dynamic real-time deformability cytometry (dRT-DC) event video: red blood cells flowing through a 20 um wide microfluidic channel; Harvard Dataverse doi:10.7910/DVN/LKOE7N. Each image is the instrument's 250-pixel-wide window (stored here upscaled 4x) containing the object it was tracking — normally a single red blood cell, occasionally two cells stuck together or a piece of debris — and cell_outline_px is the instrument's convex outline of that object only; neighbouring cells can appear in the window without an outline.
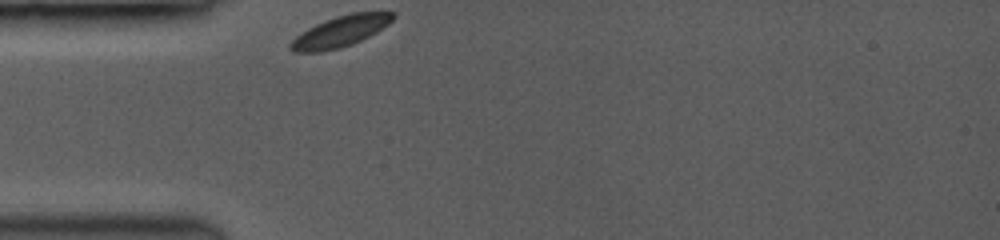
{"species": "common noctule bat (a hibernating species)", "species_latin": "Nyctalus noctula", "temperature_condition": "room temperature", "stored_images_in_passage": 35, "camera_frame_rate_fps": 3500, "um_per_image_px": 0.085, "animal": {"sex": "female", "body_mass_g": 19.0, "forearm_length_mm": 53.3}, "frame": {"image": 1, "passage_image": 1, "time_ms": 0.0, "image_size_px": [1000, 240], "cell_outline_px": [[396, 16], [388, 24], [376, 32], [352, 44], [340, 48], [320, 52], [292, 52], [288, 48], [288, 44], [296, 36], [308, 28], [316, 24], [336, 16], [352, 12], [392, 12]], "centroid_in_image_um": [28.89, 2.68], "position_along_channel_um": 56.1, "area_um2": 18.38}}
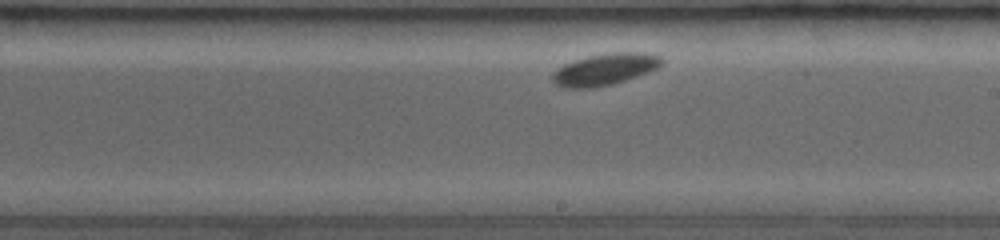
{"frame": {"image": 2, "passage_image": 19, "time_ms": 5.143, "image_size_px": [1000, 240], "cell_outline_px": [[664, 64], [648, 72], [612, 84], [592, 88], [564, 88], [556, 84], [552, 80], [552, 72], [556, 68], [572, 60], [588, 56], [612, 52], [648, 52], [660, 56], [664, 60]], "centroid_in_image_um": [51.4, 5.88], "position_along_channel_um": 237.6, "area_um2": 20.35}}
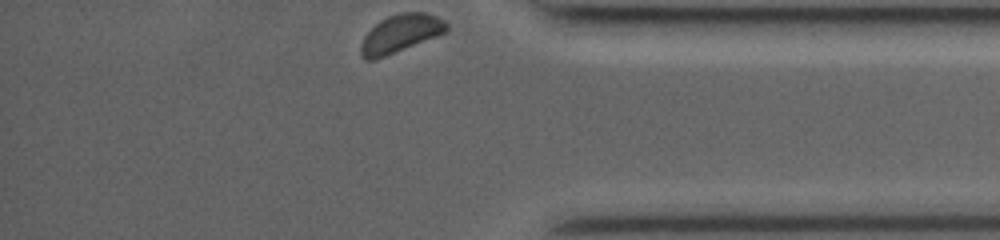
{"frame": {"image": 3, "passage_image": 35, "time_ms": 9.714, "image_size_px": [1000, 240], "cell_outline_px": [[448, 32], [384, 56], [372, 60], [364, 60], [360, 52], [360, 48], [364, 36], [380, 20], [388, 16], [400, 12], [424, 12], [436, 16], [444, 20], [448, 24]], "centroid_in_image_um": [34.06, 2.83], "position_along_channel_um": 401.1, "area_um2": 18.79}}